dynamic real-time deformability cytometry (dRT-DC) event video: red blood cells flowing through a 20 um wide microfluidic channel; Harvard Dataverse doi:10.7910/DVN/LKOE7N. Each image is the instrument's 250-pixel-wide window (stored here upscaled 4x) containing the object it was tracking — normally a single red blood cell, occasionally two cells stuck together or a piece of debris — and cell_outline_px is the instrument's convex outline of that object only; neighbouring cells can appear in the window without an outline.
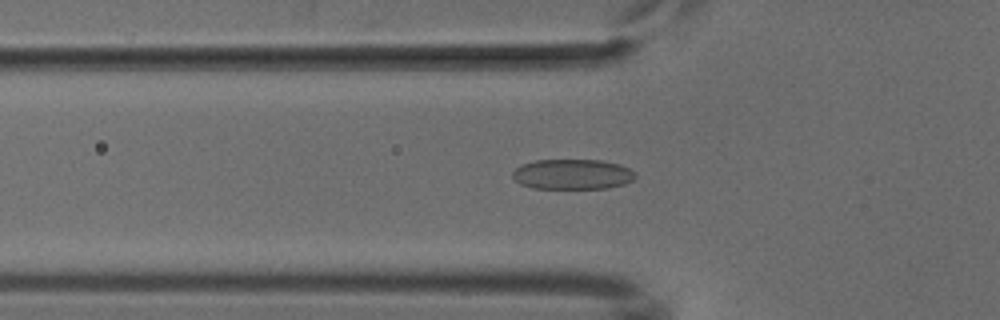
{"species": "common noctule bat (a hibernating species)", "species_latin": "Nyctalus noctula", "temperature_condition": "cold", "stored_images_in_passage": 52, "camera_frame_rate_fps": 3000, "um_per_image_px": 0.085, "animal": {"sex": "male", "body_mass_g": 18.8}, "frame": {"image": 1, "passage_image": 18, "time_ms": 5.667, "image_size_px": [1000, 320], "cell_outline_px": [[636, 176], [632, 180], [624, 184], [608, 188], [532, 188], [520, 184], [512, 176], [512, 172], [520, 164], [536, 160], [600, 160], [620, 164], [636, 172]], "centroid_in_image_um": [48.65, 14.81], "position_along_channel_um": 77.1, "area_um2": 21.68}}
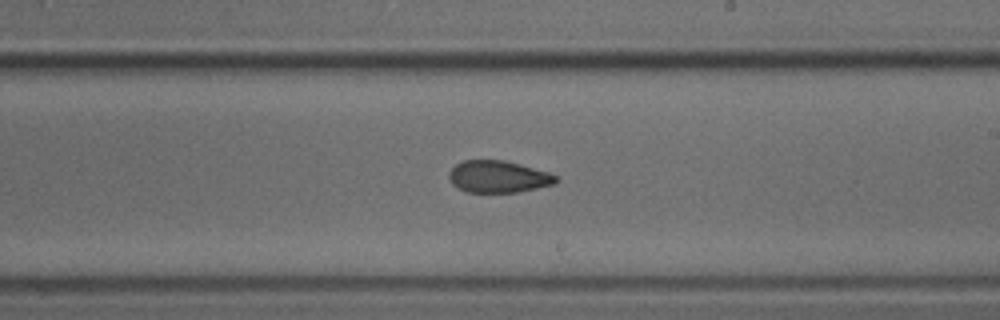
{"frame": {"image": 2, "passage_image": 31, "time_ms": 10.0, "image_size_px": [1000, 320], "cell_outline_px": [[560, 180], [556, 184], [516, 192], [464, 192], [456, 188], [452, 184], [448, 176], [448, 172], [456, 164], [464, 160], [504, 160], [548, 172], [556, 176]], "centroid_in_image_um": [42.33, 15.02], "position_along_channel_um": 246.7, "area_um2": 20.0}}
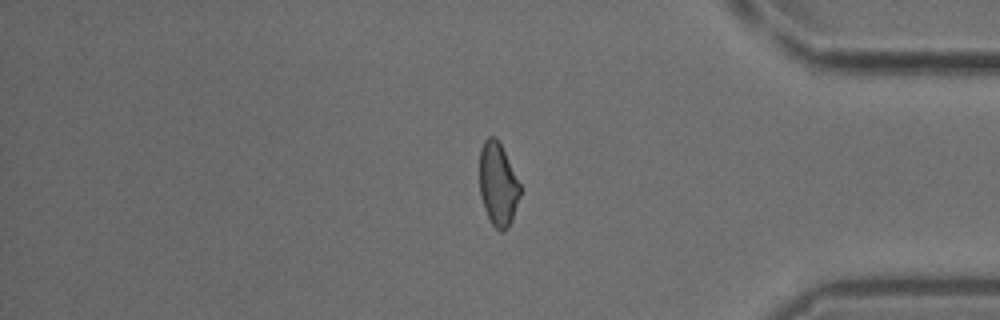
{"frame": {"image": 3, "passage_image": 44, "time_ms": 14.333, "image_size_px": [1000, 320], "cell_outline_px": [[520, 196], [512, 220], [508, 228], [504, 232], [500, 232], [492, 224], [484, 208], [480, 196], [480, 148], [484, 140], [488, 136], [496, 136], [520, 184]], "centroid_in_image_um": [42.32, 15.68], "position_along_channel_um": 392.9, "area_um2": 19.59}}